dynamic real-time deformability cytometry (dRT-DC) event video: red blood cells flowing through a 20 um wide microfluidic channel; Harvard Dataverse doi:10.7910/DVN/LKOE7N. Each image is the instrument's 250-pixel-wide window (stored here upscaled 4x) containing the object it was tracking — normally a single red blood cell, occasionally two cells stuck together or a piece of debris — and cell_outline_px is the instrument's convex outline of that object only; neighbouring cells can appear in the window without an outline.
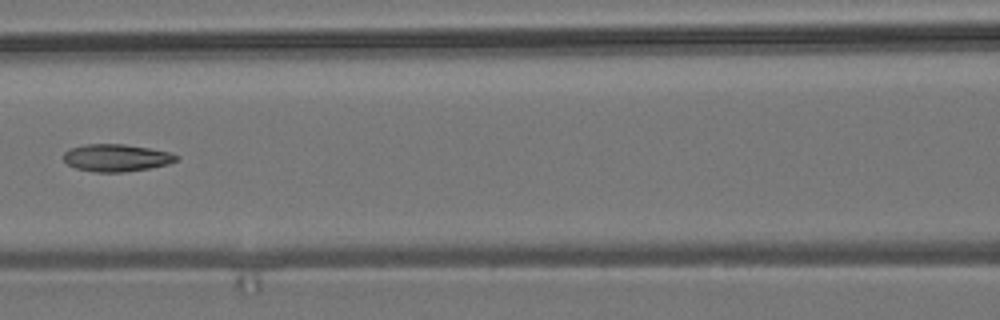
{"species": "common noctule bat (a hibernating species)", "species_latin": "Nyctalus noctula", "temperature_condition": "room temperature", "stored_images_in_passage": 8, "camera_frame_rate_fps": 3000, "um_per_image_px": 0.085, "animal": {"sex": "male", "body_mass_g": 19.2, "forearm_length_mm": 51.8}, "frame": {"image": 1, "passage_image": 6, "time_ms": 1.667, "image_size_px": [1000, 320], "cell_outline_px": [[180, 156], [176, 160], [168, 164], [148, 168], [120, 172], [96, 172], [76, 168], [68, 164], [64, 160], [64, 152], [68, 148], [84, 144], [124, 144], [148, 148], [168, 152]], "centroid_in_image_um": [9.85, 13.4], "position_along_channel_um": 156.7, "area_um2": 17.8}}
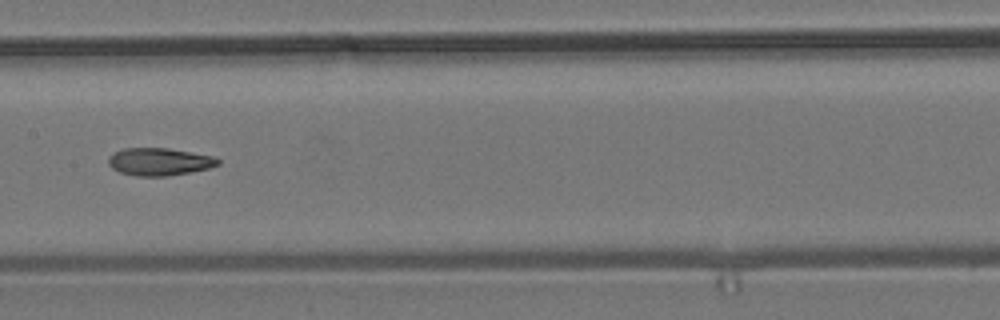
{"frame": {"image": 2, "passage_image": 7, "time_ms": 2.0, "image_size_px": [1000, 320], "cell_outline_px": [[220, 164], [208, 168], [168, 176], [136, 176], [120, 172], [112, 168], [108, 164], [108, 156], [112, 152], [124, 148], [168, 148], [212, 156], [220, 160]], "centroid_in_image_um": [13.49, 13.74], "position_along_channel_um": 193.9, "area_um2": 17.57}}
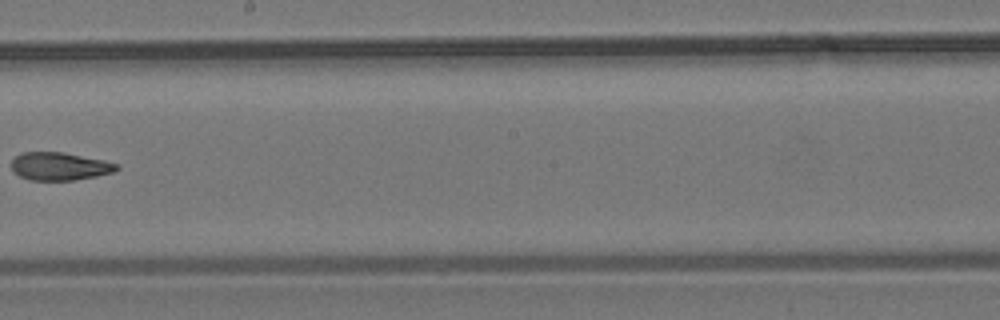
{"frame": {"image": 3, "passage_image": 8, "time_ms": 2.333, "image_size_px": [1000, 320], "cell_outline_px": [[120, 168], [112, 172], [96, 176], [72, 180], [28, 180], [12, 172], [12, 160], [20, 152], [64, 152], [104, 160], [120, 164]], "centroid_in_image_um": [5.06, 14.13], "position_along_channel_um": 243.1, "area_um2": 17.22}}